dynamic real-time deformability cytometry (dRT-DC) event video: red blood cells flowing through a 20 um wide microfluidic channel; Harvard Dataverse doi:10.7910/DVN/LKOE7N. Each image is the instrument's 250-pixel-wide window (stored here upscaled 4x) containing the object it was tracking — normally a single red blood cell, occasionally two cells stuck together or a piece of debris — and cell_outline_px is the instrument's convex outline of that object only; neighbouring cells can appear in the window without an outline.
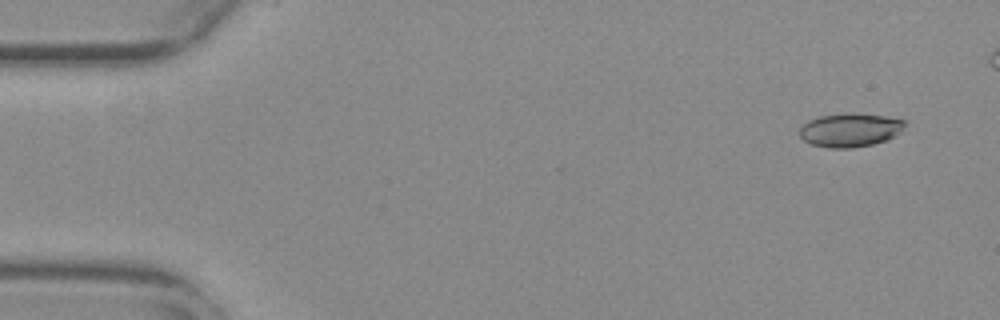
{"species": "common noctule bat (a hibernating species)", "species_latin": "Nyctalus noctula", "temperature_condition": "warm", "stored_images_in_passage": 51, "camera_frame_rate_fps": 3000, "um_per_image_px": 0.085, "animal": {"sex": "female", "body_mass_g": 29.2, "forearm_length_mm": 56.3}, "frame": {"image": 1, "passage_image": 4, "time_ms": 1.0, "image_size_px": [1000, 320], "cell_outline_px": [[904, 124], [900, 132], [896, 136], [888, 140], [872, 144], [852, 148], [828, 148], [812, 144], [804, 140], [800, 136], [800, 128], [808, 120], [820, 116], [884, 116], [904, 120]], "centroid_in_image_um": [72.25, 11.11], "position_along_channel_um": 12.8, "area_um2": 19.71}}
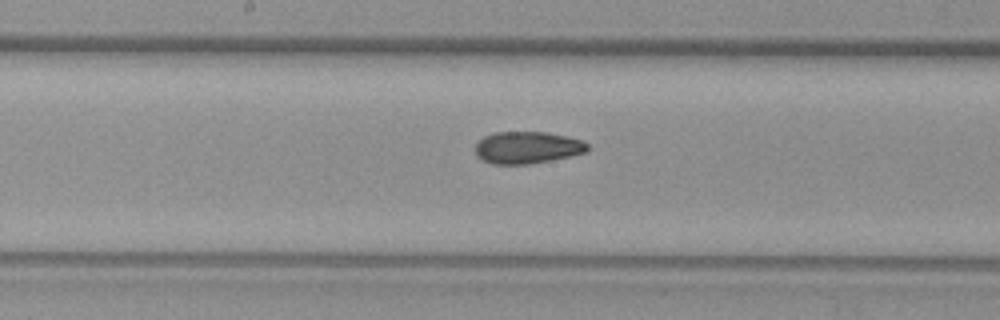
{"frame": {"image": 2, "passage_image": 29, "time_ms": 9.333, "image_size_px": [1000, 320], "cell_outline_px": [[588, 152], [528, 164], [492, 164], [476, 156], [476, 144], [484, 136], [492, 132], [548, 132], [580, 140], [588, 144]], "centroid_in_image_um": [44.79, 12.53], "position_along_channel_um": 203.4, "area_um2": 20.75}}
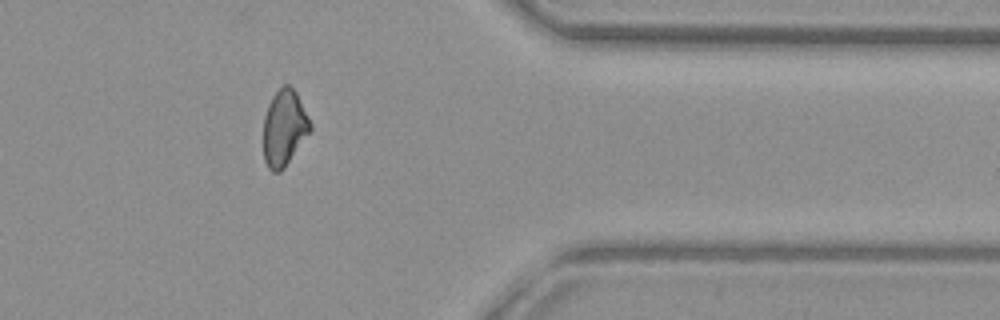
{"frame": {"image": 3, "passage_image": 45, "time_ms": 14.667, "image_size_px": [1000, 320], "cell_outline_px": [[312, 128], [284, 168], [280, 172], [272, 172], [268, 168], [264, 160], [264, 116], [268, 104], [272, 96], [284, 84], [288, 84], [296, 92], [312, 124]], "centroid_in_image_um": [24.15, 10.87], "position_along_channel_um": 387.3, "area_um2": 20.58}, "authors_computed_cell_mechanics": {"area_um2": 20.8658, "velocity_mm_per_s": 3.7974, "shape_relaxation_time_tau1_ms": null, "shape_relaxation_time_tau2_ms": 3.1463, "deformation_change_tau1": null, "deformation_change_tau2": 0.0918}}